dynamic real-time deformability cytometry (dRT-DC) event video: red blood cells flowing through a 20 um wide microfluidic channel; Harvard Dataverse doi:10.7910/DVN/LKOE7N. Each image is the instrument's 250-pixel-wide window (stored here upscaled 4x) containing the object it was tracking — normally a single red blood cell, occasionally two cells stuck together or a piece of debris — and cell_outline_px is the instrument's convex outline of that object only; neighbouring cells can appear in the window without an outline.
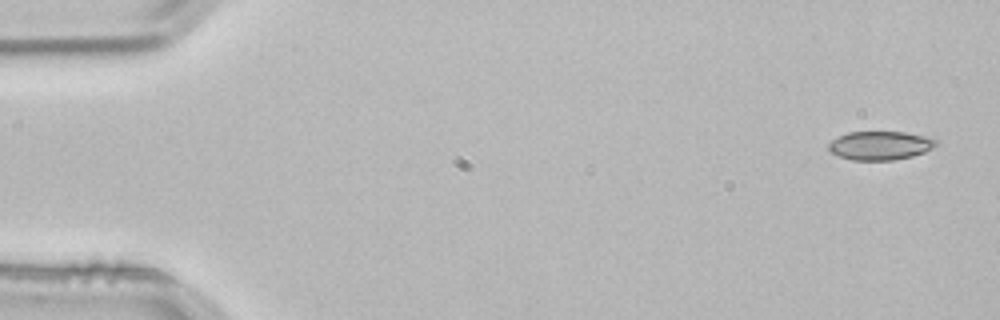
{"species": "common noctule bat (a hibernating species)", "species_latin": "Nyctalus noctula", "temperature_condition": "room temperature", "stored_images_in_passage": 4, "camera_frame_rate_fps": 3000, "um_per_image_px": 0.085, "animal": {"sex": "male", "body_mass_g": 21.5, "forearm_length_mm": 52.0}, "frame": {"image": 1, "passage_image": 1, "time_ms": 0.0, "image_size_px": [1000, 320], "cell_outline_px": [[936, 144], [932, 148], [924, 152], [912, 156], [892, 160], [852, 160], [840, 156], [832, 152], [828, 148], [828, 144], [832, 140], [848, 132], [904, 132], [924, 136], [936, 140]], "centroid_in_image_um": [74.8, 12.37], "position_along_channel_um": 10.2, "area_um2": 17.69}}
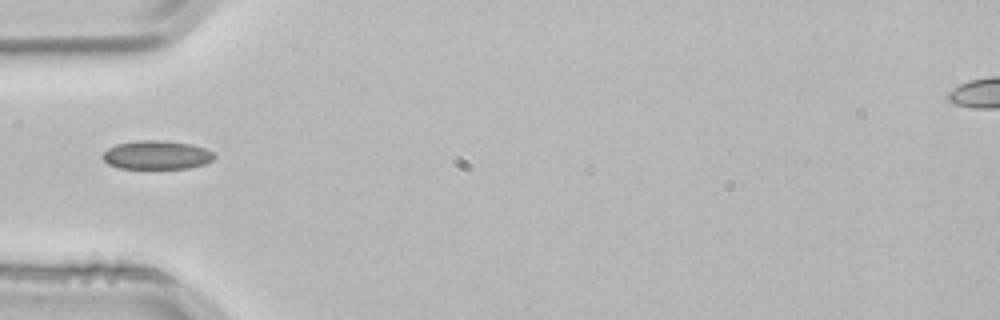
{"frame": {"image": 2, "passage_image": 4, "time_ms": 1.0, "image_size_px": [1000, 320], "cell_outline_px": [[216, 156], [212, 160], [204, 164], [188, 168], [120, 168], [108, 164], [100, 156], [108, 148], [116, 144], [140, 140], [164, 140], [192, 144], [204, 148], [212, 152]], "centroid_in_image_um": [13.31, 13.16], "position_along_channel_um": 71.7, "area_um2": 18.67}}